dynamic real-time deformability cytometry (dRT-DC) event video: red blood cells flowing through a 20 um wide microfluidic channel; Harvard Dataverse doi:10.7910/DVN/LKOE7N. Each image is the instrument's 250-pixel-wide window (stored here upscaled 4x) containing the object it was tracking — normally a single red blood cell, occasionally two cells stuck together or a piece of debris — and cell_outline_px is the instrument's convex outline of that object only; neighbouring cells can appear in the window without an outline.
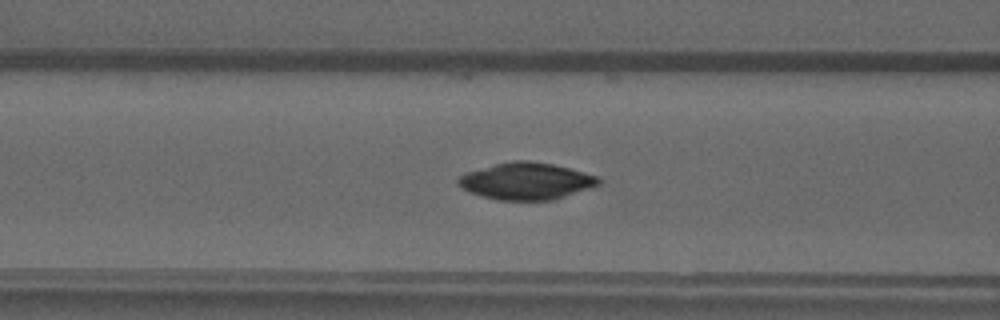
{"species": "common noctule bat (a hibernating species)", "species_latin": "Nyctalus noctula", "temperature_condition": "warm", "stored_images_in_passage": 27, "camera_frame_rate_fps": 3000, "um_per_image_px": 0.085, "animal": {"sex": "male", "forearm_length_mm": 52.5}, "frame": {"image": 1, "passage_image": 5, "time_ms": 1.333, "image_size_px": [1000, 320], "cell_outline_px": [[600, 184], [552, 200], [496, 200], [480, 196], [468, 192], [456, 184], [456, 180], [464, 172], [512, 160], [528, 160], [552, 164], [568, 168], [596, 176], [600, 180]], "centroid_in_image_um": [44.64, 15.39], "position_along_channel_um": 122.0, "area_um2": 30.06}}
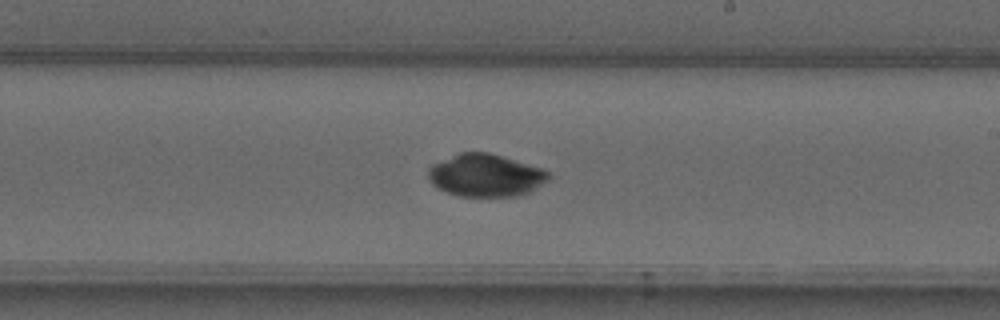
{"frame": {"image": 2, "passage_image": 14, "time_ms": 4.333, "image_size_px": [1000, 320], "cell_outline_px": [[548, 180], [528, 192], [520, 196], [456, 196], [432, 184], [428, 180], [428, 168], [432, 164], [460, 152], [488, 152], [540, 168], [548, 172]], "centroid_in_image_um": [41.22, 14.91], "position_along_channel_um": 247.8, "area_um2": 29.48}}
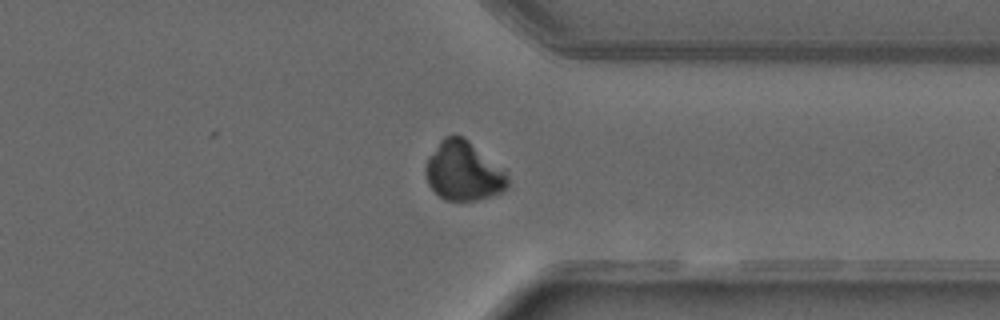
{"frame": {"image": 3, "passage_image": 23, "time_ms": 7.333, "image_size_px": [1000, 320], "cell_outline_px": [[508, 188], [492, 196], [476, 200], [444, 200], [428, 184], [424, 172], [424, 168], [428, 156], [440, 140], [444, 136], [464, 136], [504, 168], [508, 176]], "centroid_in_image_um": [39.4, 14.53], "position_along_channel_um": 372.0, "area_um2": 28.61}}